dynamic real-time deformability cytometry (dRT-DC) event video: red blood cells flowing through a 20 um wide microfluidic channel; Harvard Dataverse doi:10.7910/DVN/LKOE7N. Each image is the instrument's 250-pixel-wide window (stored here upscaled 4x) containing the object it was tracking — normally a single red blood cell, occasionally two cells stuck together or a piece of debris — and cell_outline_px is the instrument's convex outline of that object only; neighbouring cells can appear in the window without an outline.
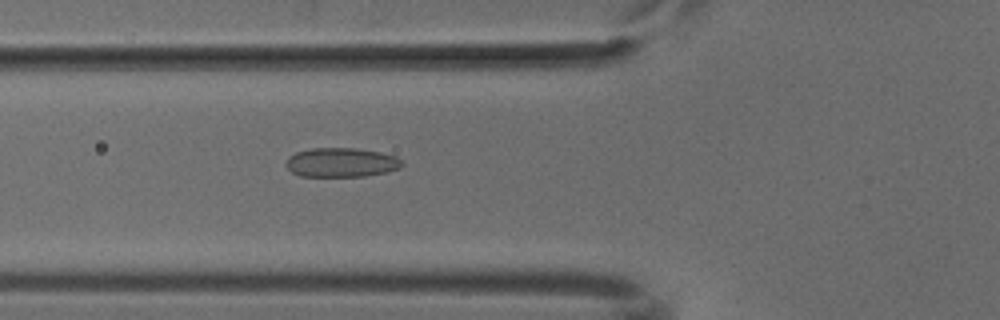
{"species": "common noctule bat (a hibernating species)", "species_latin": "Nyctalus noctula", "temperature_condition": "cold", "stored_images_in_passage": 48, "camera_frame_rate_fps": 3000, "um_per_image_px": 0.085, "animal": {"sex": "male", "body_mass_g": 18.8}, "frame": {"image": 1, "passage_image": 15, "time_ms": 4.667, "image_size_px": [1000, 320], "cell_outline_px": [[404, 164], [400, 168], [388, 172], [364, 176], [300, 176], [292, 172], [284, 164], [288, 156], [296, 152], [312, 148], [356, 148], [380, 152], [396, 156]], "centroid_in_image_um": [29.0, 13.8], "position_along_channel_um": 96.8, "area_um2": 19.88}}
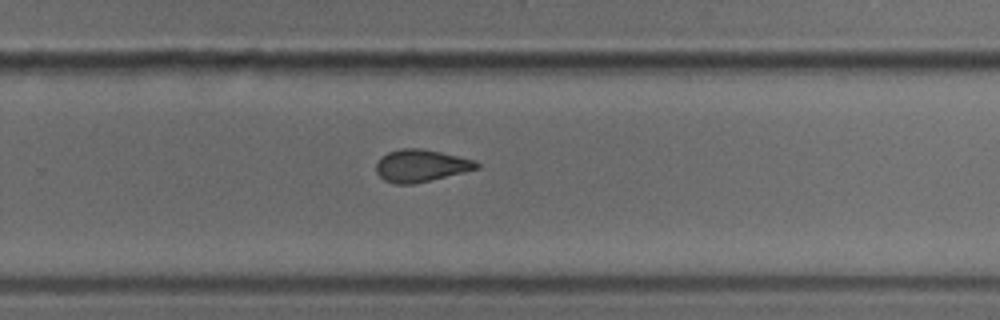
{"frame": {"image": 2, "passage_image": 30, "time_ms": 9.667, "image_size_px": [1000, 320], "cell_outline_px": [[480, 168], [464, 172], [412, 184], [396, 184], [384, 180], [376, 172], [376, 164], [380, 156], [388, 152], [400, 148], [420, 148], [440, 152], [476, 160], [480, 164]], "centroid_in_image_um": [35.77, 14.07], "position_along_channel_um": 294.0, "area_um2": 18.9}}
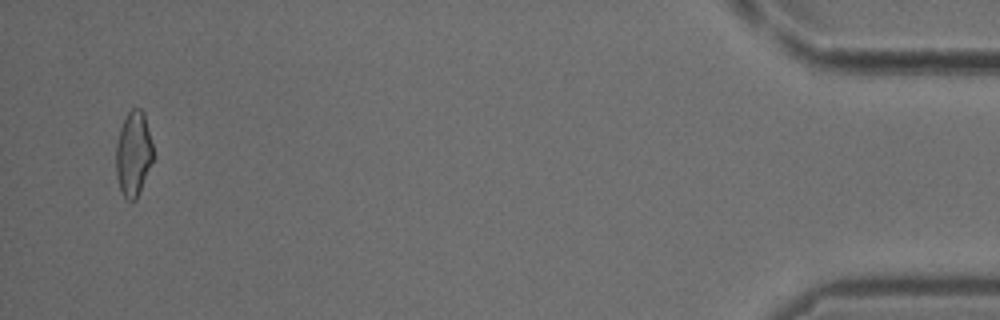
{"frame": {"image": 3, "passage_image": 46, "time_ms": 15.0, "image_size_px": [1000, 320], "cell_outline_px": [[156, 156], [136, 200], [132, 204], [124, 196], [120, 188], [116, 176], [116, 144], [120, 128], [128, 112], [132, 108], [140, 108], [144, 112]], "centroid_in_image_um": [11.37, 13.09], "position_along_channel_um": 423.8, "area_um2": 18.84}}